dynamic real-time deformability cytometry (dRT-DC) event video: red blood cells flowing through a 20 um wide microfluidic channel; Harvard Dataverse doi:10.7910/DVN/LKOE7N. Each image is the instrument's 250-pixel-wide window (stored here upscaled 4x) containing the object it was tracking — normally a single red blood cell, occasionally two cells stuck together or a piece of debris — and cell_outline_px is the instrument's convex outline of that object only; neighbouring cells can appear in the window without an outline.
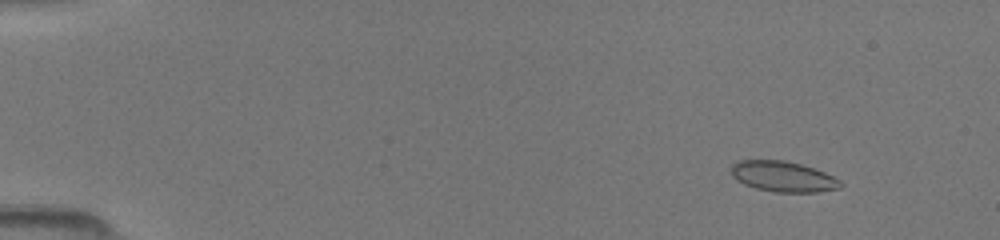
{"species": "common noctule bat (a hibernating species)", "species_latin": "Nyctalus noctula", "temperature_condition": "room temperature", "stored_images_in_passage": 50, "camera_frame_rate_fps": 3000, "um_per_image_px": 0.085, "animal": {"sex": "female", "body_mass_g": 19.5, "forearm_length_mm": 54.1}, "frame": {"image": 1, "passage_image": 6, "time_ms": 1.667, "image_size_px": [1000, 240], "cell_outline_px": [[844, 184], [840, 188], [816, 192], [776, 192], [756, 188], [744, 184], [736, 180], [732, 176], [732, 164], [740, 160], [784, 160], [800, 164], [824, 172], [840, 180]], "centroid_in_image_um": [66.56, 15.01], "position_along_channel_um": 18.4, "area_um2": 19.36}}
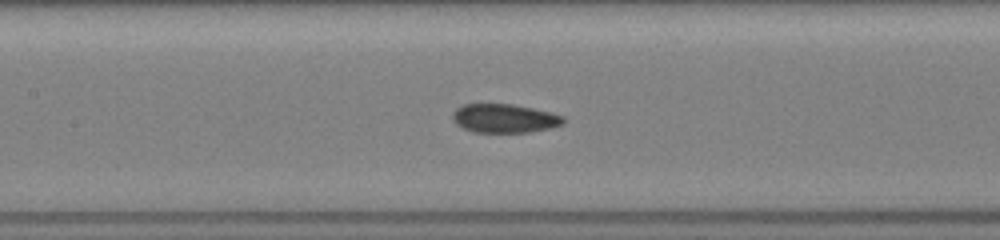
{"frame": {"image": 2, "passage_image": 25, "time_ms": 8.0, "image_size_px": [1000, 240], "cell_outline_px": [[564, 124], [552, 128], [528, 132], [472, 132], [456, 124], [452, 120], [452, 112], [456, 108], [464, 104], [512, 104], [532, 108], [564, 116]], "centroid_in_image_um": [42.86, 10.06], "position_along_channel_um": 164.5, "area_um2": 18.61}}
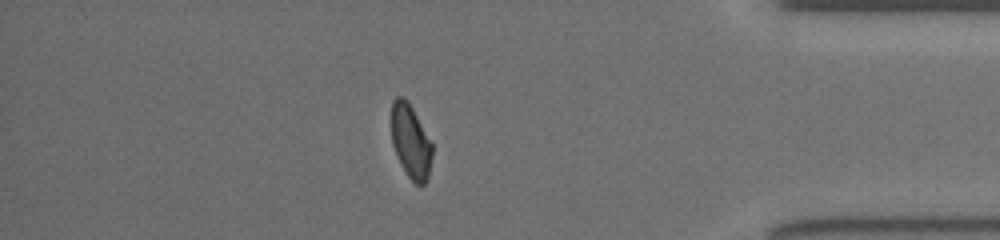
{"frame": {"image": 3, "passage_image": 44, "time_ms": 14.333, "image_size_px": [1000, 240], "cell_outline_px": [[432, 156], [428, 180], [424, 184], [416, 184], [408, 176], [392, 144], [392, 100], [396, 96], [404, 96], [408, 100], [432, 144]], "centroid_in_image_um": [34.92, 11.99], "position_along_channel_um": 400.3, "area_um2": 17.28}}